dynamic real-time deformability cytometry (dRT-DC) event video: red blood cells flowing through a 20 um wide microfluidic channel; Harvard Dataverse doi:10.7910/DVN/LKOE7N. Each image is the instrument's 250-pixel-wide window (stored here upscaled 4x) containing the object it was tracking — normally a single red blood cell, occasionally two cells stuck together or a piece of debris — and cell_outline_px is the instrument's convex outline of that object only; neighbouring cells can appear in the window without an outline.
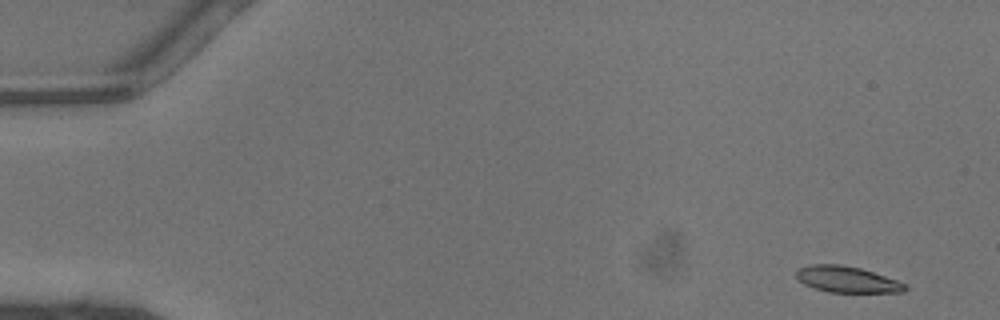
{"species": "common noctule bat (a hibernating species)", "species_latin": "Nyctalus noctula", "temperature_condition": "warm", "stored_images_in_passage": 46, "camera_frame_rate_fps": 3000, "um_per_image_px": 0.085, "animal": {"sex": "male", "body_mass_g": 13.3}, "frame": {"image": 1, "passage_image": 2, "time_ms": 0.333, "image_size_px": [1000, 320], "cell_outline_px": [[908, 288], [904, 292], [828, 292], [804, 284], [796, 276], [796, 268], [812, 264], [840, 264], [860, 268], [908, 284]], "centroid_in_image_um": [71.99, 23.74], "position_along_channel_um": 13.0, "area_um2": 16.53}}
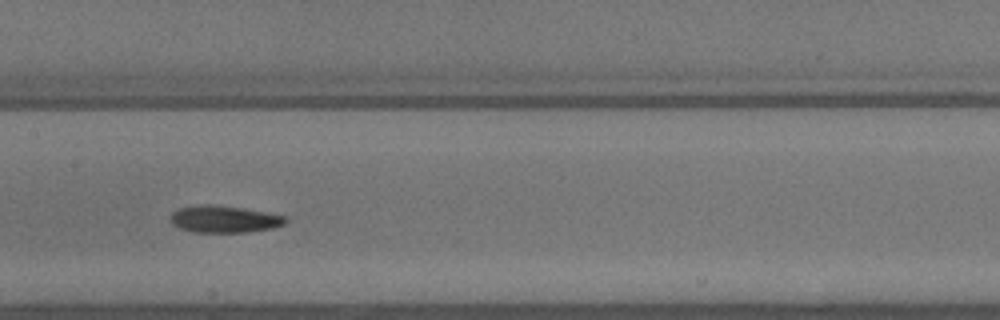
{"frame": {"image": 2, "passage_image": 23, "time_ms": 7.333, "image_size_px": [1000, 320], "cell_outline_px": [[288, 220], [284, 224], [272, 228], [248, 232], [192, 232], [180, 228], [172, 224], [172, 212], [180, 208], [200, 204], [216, 204], [268, 212], [288, 216]], "centroid_in_image_um": [19.1, 18.62], "position_along_channel_um": 188.3, "area_um2": 18.21}}
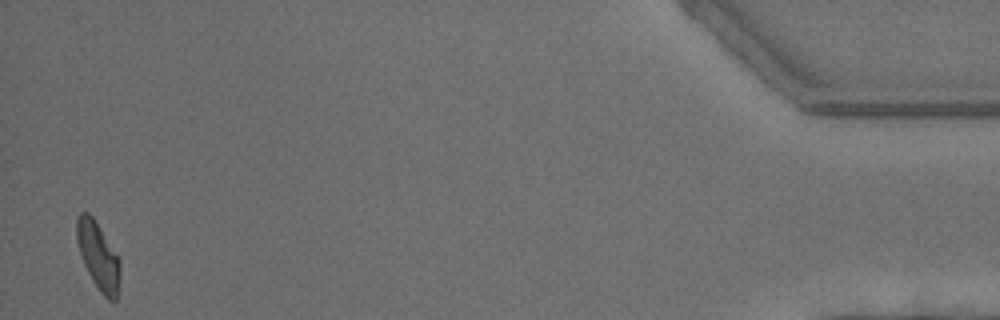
{"frame": {"image": 3, "passage_image": 45, "time_ms": 14.667, "image_size_px": [1000, 320], "cell_outline_px": [[120, 276], [116, 300], [108, 300], [100, 292], [92, 280], [84, 264], [76, 240], [76, 216], [80, 212], [88, 212], [92, 216], [100, 228], [120, 260]], "centroid_in_image_um": [8.33, 21.74], "position_along_channel_um": 426.9, "area_um2": 16.88}, "authors_computed_cell_mechanics": {"area_um2": 17.629, "velocity_mm_per_s": 4.4825, "shape_relaxation_time_tau1_ms": 3.5933, "shape_relaxation_time_tau2_ms": 3.2772, "deformation_change_tau1": 0.1312, "deformation_change_tau2": 0.0979}}